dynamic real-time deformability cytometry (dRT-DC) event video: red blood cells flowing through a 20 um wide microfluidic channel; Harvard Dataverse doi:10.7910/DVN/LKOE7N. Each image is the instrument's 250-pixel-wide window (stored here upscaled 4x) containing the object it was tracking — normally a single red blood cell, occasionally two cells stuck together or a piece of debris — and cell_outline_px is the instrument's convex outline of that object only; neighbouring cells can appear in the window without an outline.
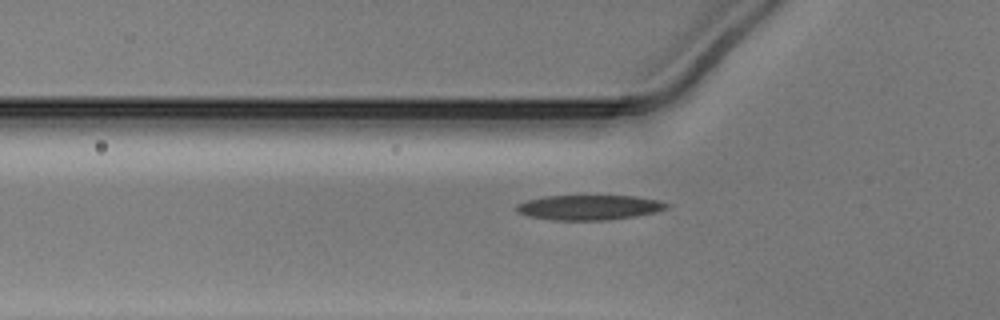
{"species": "Egyptian fruit bat (a non-hibernating species)", "species_latin": "Rousettus aegyptiacus", "temperature_condition": "warm", "stored_images_in_passage": 34, "camera_frame_rate_fps": 3000, "um_per_image_px": 0.085, "animal": {"sex": "male"}, "frame": {"image": 1, "passage_image": 6, "time_ms": 1.667, "image_size_px": [1000, 320], "cell_outline_px": [[668, 208], [656, 212], [636, 216], [608, 220], [552, 220], [528, 216], [516, 212], [516, 204], [528, 200], [544, 196], [636, 196], [656, 200], [668, 204]], "centroid_in_image_um": [50.05, 17.63], "position_along_channel_um": 75.8, "area_um2": 21.79}}
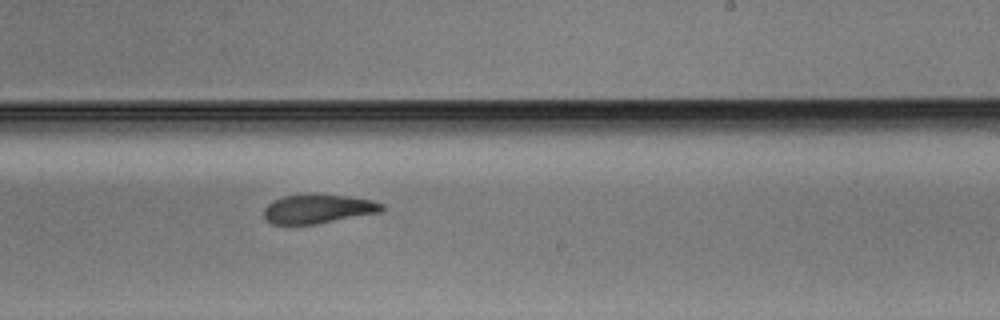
{"frame": {"image": 2, "passage_image": 20, "time_ms": 6.333, "image_size_px": [1000, 320], "cell_outline_px": [[384, 212], [316, 224], [272, 224], [264, 220], [264, 208], [272, 200], [284, 196], [348, 196], [372, 200], [384, 204]], "centroid_in_image_um": [27.06, 17.79], "position_along_channel_um": 261.9, "area_um2": 19.71}}
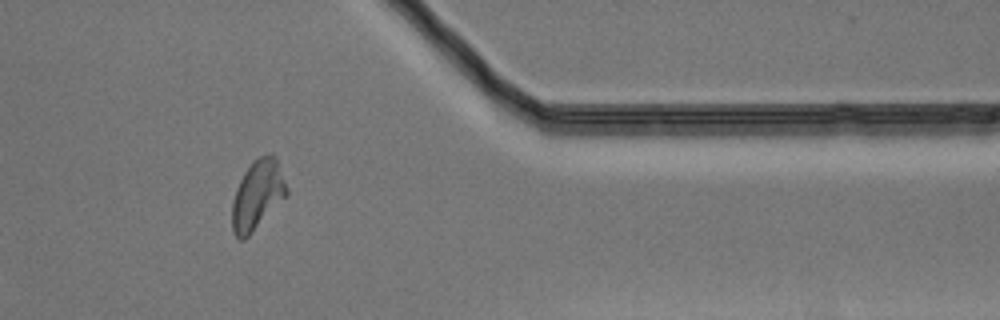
{"frame": {"image": 3, "passage_image": 31, "time_ms": 10.0, "image_size_px": [1000, 320], "cell_outline_px": [[288, 196], [244, 240], [240, 240], [232, 232], [232, 200], [236, 188], [244, 172], [252, 160], [268, 152], [272, 152], [276, 156], [288, 188]], "centroid_in_image_um": [21.9, 16.54], "position_along_channel_um": 389.5, "area_um2": 22.48}}